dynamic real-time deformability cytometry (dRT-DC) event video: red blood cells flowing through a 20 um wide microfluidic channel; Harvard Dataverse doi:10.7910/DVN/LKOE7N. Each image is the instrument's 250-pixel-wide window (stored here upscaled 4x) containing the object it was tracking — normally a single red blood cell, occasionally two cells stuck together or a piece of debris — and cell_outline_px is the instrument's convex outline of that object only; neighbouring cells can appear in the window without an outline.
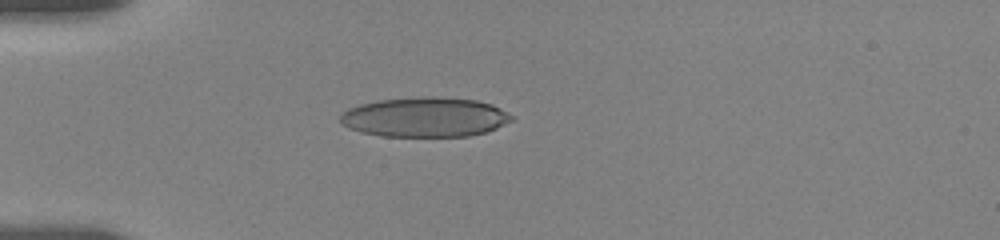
{"species": "human", "species_latin": "Homo sapiens", "temperature_condition": "room temperature", "stored_images_in_passage": 35, "camera_frame_rate_fps": 3000, "um_per_image_px": 0.085, "donor": {"sex": "female"}, "frame": {"image": 1, "passage_image": 5, "time_ms": 3.0, "image_size_px": [1000, 240], "cell_outline_px": [[516, 116], [512, 120], [496, 128], [484, 132], [468, 136], [380, 136], [360, 132], [348, 128], [340, 124], [340, 116], [348, 108], [360, 104], [380, 100], [476, 100], [492, 104]], "centroid_in_image_um": [36.1, 10.02], "position_along_channel_um": 48.9, "area_um2": 38.26}}
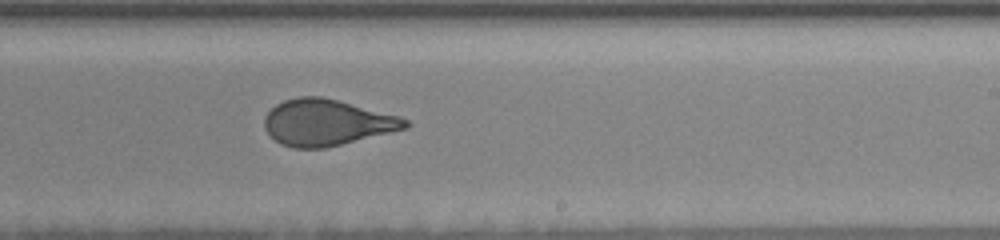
{"frame": {"image": 2, "passage_image": 19, "time_ms": 9.333, "image_size_px": [1000, 240], "cell_outline_px": [[412, 124], [408, 128], [324, 148], [292, 148], [280, 144], [264, 128], [264, 116], [276, 104], [284, 100], [296, 96], [320, 96], [400, 116], [408, 120]], "centroid_in_image_um": [27.77, 10.41], "position_along_channel_um": 261.2, "area_um2": 37.8}}
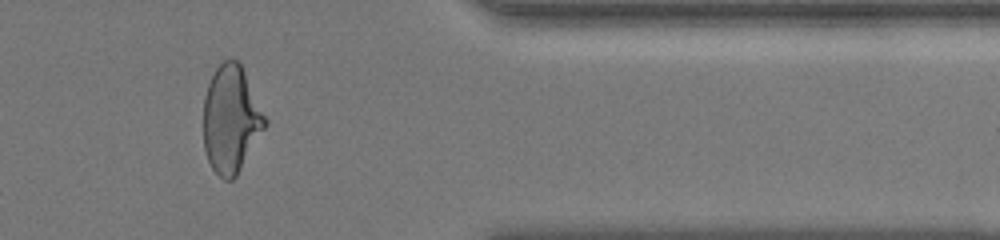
{"frame": {"image": 3, "passage_image": 30, "time_ms": 13.333, "image_size_px": [1000, 240], "cell_outline_px": [[268, 124], [236, 176], [232, 180], [224, 180], [212, 168], [208, 160], [204, 148], [204, 96], [208, 84], [216, 68], [224, 60], [236, 60], [240, 64], [268, 120]], "centroid_in_image_um": [19.64, 10.16], "position_along_channel_um": 391.8, "area_um2": 38.21}, "authors_computed_cell_mechanics": {"area_um2": 38.3792, "velocity_mm_per_s": 3.6471, "shape_relaxation_time_tau1_ms": 9.1405, "shape_relaxation_time_tau2_ms": 0.9622, "deformation_change_tau1": 0.2391, "deformation_change_tau2": 0.0867}}